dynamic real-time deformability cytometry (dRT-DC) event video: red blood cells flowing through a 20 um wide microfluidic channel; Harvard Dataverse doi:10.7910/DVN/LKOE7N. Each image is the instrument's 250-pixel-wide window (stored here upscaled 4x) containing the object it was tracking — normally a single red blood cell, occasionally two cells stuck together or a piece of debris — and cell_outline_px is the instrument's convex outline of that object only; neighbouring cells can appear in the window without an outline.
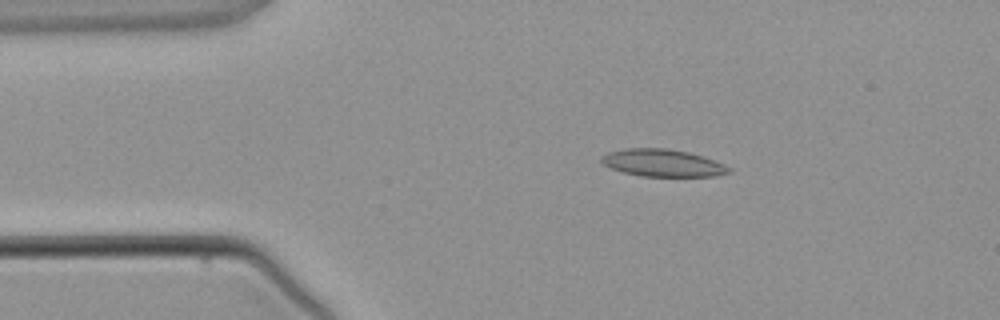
{"species": "common noctule bat (a hibernating species)", "species_latin": "Nyctalus noctula", "temperature_condition": "warm", "stored_images_in_passage": 3, "camera_frame_rate_fps": 3000, "um_per_image_px": 0.085, "animal": {"sex": "male", "body_mass_g": 21.5, "forearm_length_mm": 52.0}, "frame": {"image": 1, "passage_image": 2, "time_ms": 2.333, "image_size_px": [1000, 320], "cell_outline_px": [[732, 172], [716, 176], [640, 176], [624, 172], [612, 168], [604, 164], [600, 160], [600, 156], [608, 152], [624, 148], [664, 148], [688, 152], [704, 156], [724, 164], [732, 168]], "centroid_in_image_um": [56.35, 13.84], "position_along_channel_um": 28.7, "area_um2": 20.35}}